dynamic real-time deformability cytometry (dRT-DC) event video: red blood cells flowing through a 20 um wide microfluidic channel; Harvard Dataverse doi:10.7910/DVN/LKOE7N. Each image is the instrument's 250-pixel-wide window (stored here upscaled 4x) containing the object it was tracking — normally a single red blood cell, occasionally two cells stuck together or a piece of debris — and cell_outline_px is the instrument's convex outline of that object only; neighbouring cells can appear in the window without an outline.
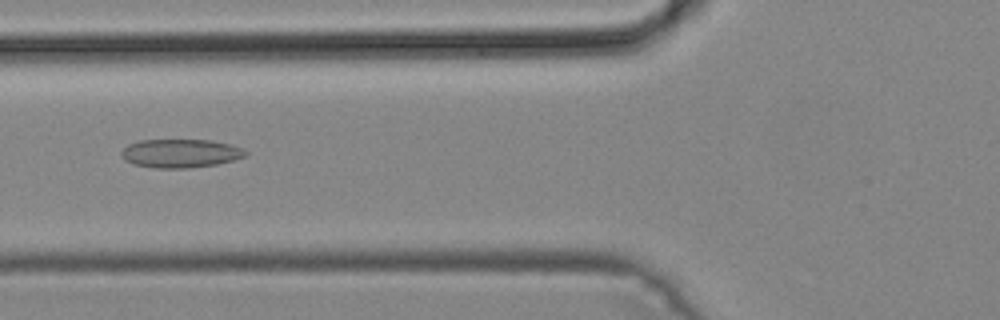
{"species": "common noctule bat (a hibernating species)", "species_latin": "Nyctalus noctula", "temperature_condition": "cold", "stored_images_in_passage": 15, "camera_frame_rate_fps": 3000, "um_per_image_px": 0.085, "animal": {"sex": "male", "body_mass_g": 19.2, "forearm_length_mm": 51.8}, "frame": {"image": 1, "passage_image": 5, "time_ms": 1.333, "image_size_px": [1000, 320], "cell_outline_px": [[248, 156], [216, 164], [188, 168], [156, 168], [132, 164], [124, 160], [120, 156], [120, 152], [128, 144], [140, 140], [212, 140], [244, 148], [248, 152]], "centroid_in_image_um": [15.33, 13.03], "position_along_channel_um": 110.5, "area_um2": 20.81}}
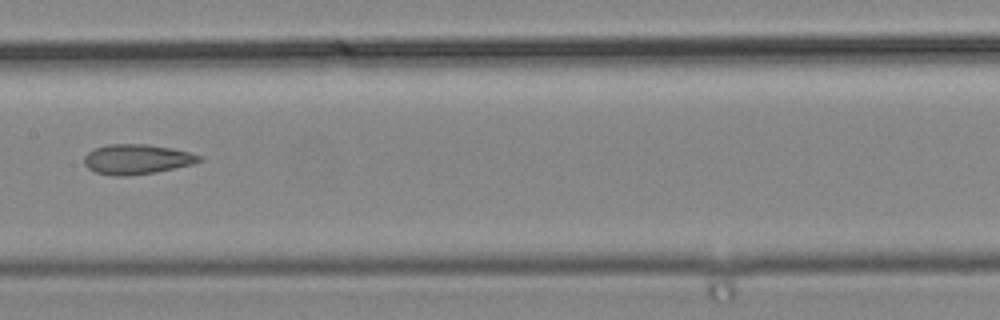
{"frame": {"image": 2, "passage_image": 11, "time_ms": 3.333, "image_size_px": [1000, 320], "cell_outline_px": [[204, 160], [192, 164], [156, 172], [124, 176], [112, 176], [96, 172], [88, 168], [84, 164], [84, 156], [92, 148], [108, 144], [148, 144], [172, 148], [188, 152], [200, 156]], "centroid_in_image_um": [11.59, 13.53], "position_along_channel_um": 195.8, "area_um2": 20.11}}
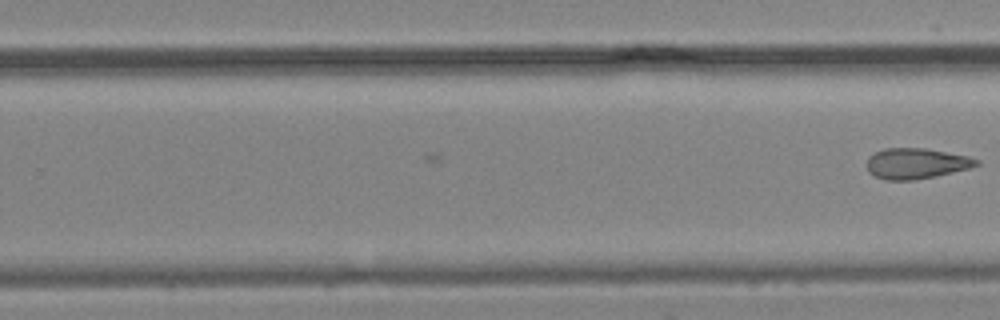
{"frame": {"image": 3, "passage_image": 15, "time_ms": 4.667, "image_size_px": [1000, 320], "cell_outline_px": [[980, 164], [972, 168], [936, 176], [916, 180], [884, 180], [868, 172], [868, 156], [884, 148], [924, 148], [968, 156], [980, 160]], "centroid_in_image_um": [77.91, 13.9], "position_along_channel_um": 251.9, "area_um2": 19.65}}